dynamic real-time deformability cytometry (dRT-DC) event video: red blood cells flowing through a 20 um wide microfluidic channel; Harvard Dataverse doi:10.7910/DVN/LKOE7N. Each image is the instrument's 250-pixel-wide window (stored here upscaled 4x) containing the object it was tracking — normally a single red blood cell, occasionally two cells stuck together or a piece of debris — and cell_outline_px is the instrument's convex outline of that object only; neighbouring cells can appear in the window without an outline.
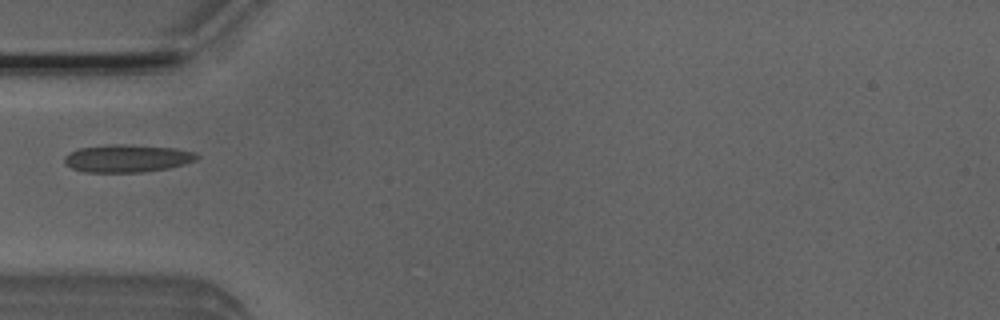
{"species": "Egyptian fruit bat (a non-hibernating species)", "species_latin": "Rousettus aegyptiacus", "temperature_condition": "room temperature", "stored_images_in_passage": 5, "camera_frame_rate_fps": 3000, "um_per_image_px": 0.085, "animal": {"sex": "male"}, "frame": {"image": 1, "passage_image": 5, "time_ms": 1.333, "image_size_px": [1000, 320], "cell_outline_px": [[200, 156], [196, 160], [184, 164], [168, 168], [140, 172], [84, 172], [72, 168], [64, 160], [64, 156], [68, 152], [80, 148], [112, 144], [124, 144], [176, 148], [196, 152]], "centroid_in_image_um": [10.83, 13.45], "position_along_channel_um": 74.2, "area_um2": 21.33}}